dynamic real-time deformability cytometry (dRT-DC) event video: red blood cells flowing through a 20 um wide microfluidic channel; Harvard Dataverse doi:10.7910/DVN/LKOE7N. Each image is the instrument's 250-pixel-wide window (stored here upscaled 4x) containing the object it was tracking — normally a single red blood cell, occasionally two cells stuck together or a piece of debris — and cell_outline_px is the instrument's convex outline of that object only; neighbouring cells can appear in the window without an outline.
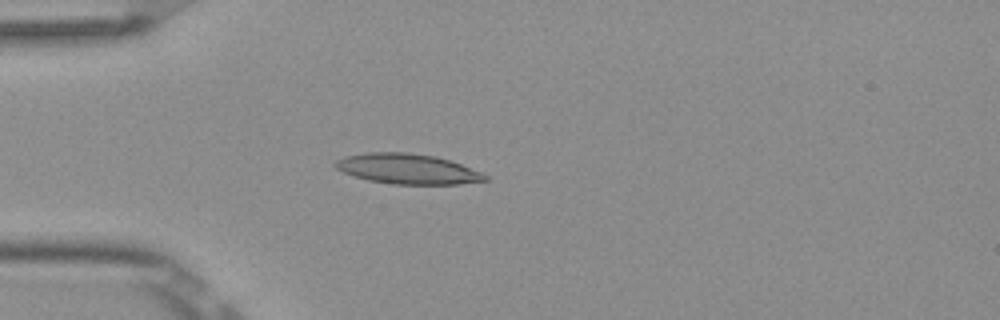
{"species": "Egyptian fruit bat (a non-hibernating species)", "species_latin": "Rousettus aegyptiacus", "temperature_condition": "room temperature", "stored_images_in_passage": 4, "camera_frame_rate_fps": 3000, "um_per_image_px": 0.085, "frame": {"image": 1, "passage_image": 4, "time_ms": 1.0, "image_size_px": [1000, 320], "cell_outline_px": [[488, 180], [460, 184], [392, 184], [368, 180], [344, 172], [336, 168], [332, 164], [336, 160], [344, 156], [368, 152], [408, 152], [436, 156], [460, 164], [480, 172], [488, 176]], "centroid_in_image_um": [34.62, 14.35], "position_along_channel_um": 50.4, "area_um2": 26.24}}